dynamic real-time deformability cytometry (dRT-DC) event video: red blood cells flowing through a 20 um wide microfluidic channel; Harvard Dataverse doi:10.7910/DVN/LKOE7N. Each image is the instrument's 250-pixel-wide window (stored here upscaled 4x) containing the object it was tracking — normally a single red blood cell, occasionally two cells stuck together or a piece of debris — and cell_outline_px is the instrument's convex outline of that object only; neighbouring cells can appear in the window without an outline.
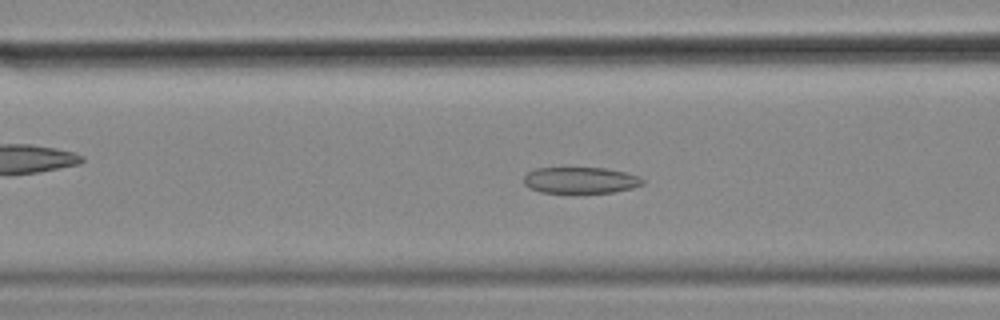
{"species": "common noctule bat (a hibernating species)", "species_latin": "Nyctalus noctula", "temperature_condition": "cold", "stored_images_in_passage": 45, "camera_frame_rate_fps": 3000, "um_per_image_px": 0.085, "animal": {"sex": "female", "body_mass_g": 18.4}, "frame": {"image": 1, "passage_image": 17, "time_ms": 5.333, "image_size_px": [1000, 320], "cell_outline_px": [[644, 184], [632, 188], [612, 192], [584, 196], [540, 192], [528, 188], [524, 184], [524, 176], [528, 172], [536, 168], [604, 168], [624, 172], [640, 176], [644, 180]], "centroid_in_image_um": [49.32, 15.37], "position_along_channel_um": 117.3, "area_um2": 19.13}}
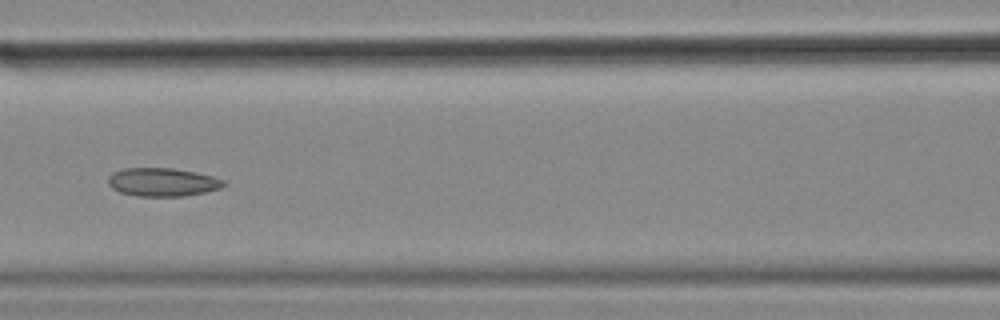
{"frame": {"image": 2, "passage_image": 20, "time_ms": 6.333, "image_size_px": [1000, 320], "cell_outline_px": [[228, 184], [220, 188], [204, 192], [184, 196], [140, 196], [120, 192], [112, 188], [108, 184], [108, 176], [112, 172], [124, 168], [172, 168], [196, 172], [212, 176], [224, 180]], "centroid_in_image_um": [13.81, 15.47], "position_along_channel_um": 152.8, "area_um2": 19.13}}
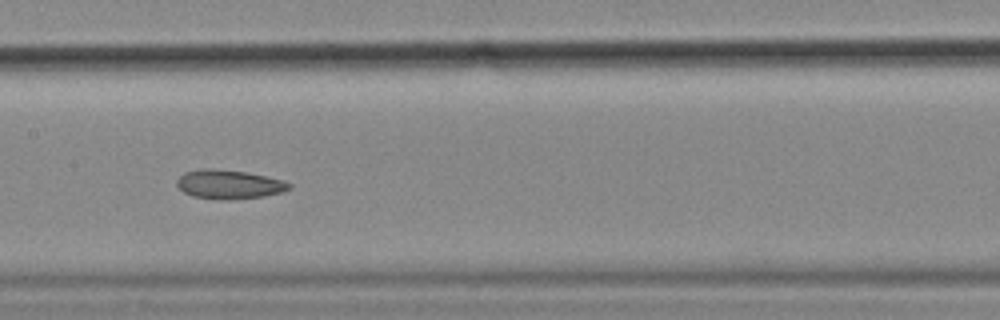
{"frame": {"image": 3, "passage_image": 23, "time_ms": 7.333, "image_size_px": [1000, 320], "cell_outline_px": [[292, 188], [280, 192], [264, 196], [228, 200], [220, 200], [192, 196], [184, 192], [176, 184], [176, 180], [184, 172], [200, 168], [212, 168], [244, 172], [264, 176], [280, 180], [292, 184]], "centroid_in_image_um": [19.42, 15.67], "position_along_channel_um": 188.0, "area_um2": 18.9}, "authors_computed_cell_mechanics": {"area_um2": 19.363, "velocity_mm_per_s": 3.5355, "shape_relaxation_time_tau1_ms": null, "shape_relaxation_time_tau2_ms": 5.8937, "deformation_change_tau1": null, "deformation_change_tau2": 0.0935}}